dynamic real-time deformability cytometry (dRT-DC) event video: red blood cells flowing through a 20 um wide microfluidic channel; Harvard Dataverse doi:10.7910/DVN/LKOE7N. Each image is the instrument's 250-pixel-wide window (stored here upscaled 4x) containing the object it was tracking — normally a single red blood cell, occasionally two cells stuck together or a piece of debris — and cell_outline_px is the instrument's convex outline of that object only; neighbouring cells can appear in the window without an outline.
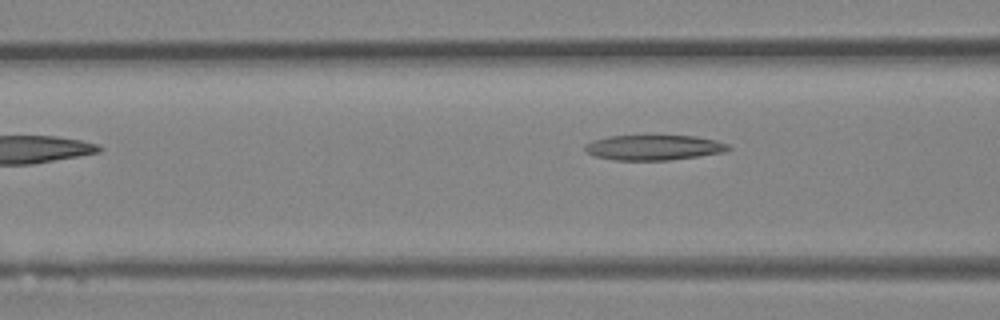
{"species": "Egyptian fruit bat (a non-hibernating species)", "species_latin": "Rousettus aegyptiacus", "temperature_condition": "room temperature", "stored_images_in_passage": 4, "camera_frame_rate_fps": 3000, "um_per_image_px": 0.085, "animal": {"sex": "female"}, "frame": {"image": 1, "passage_image": 4, "time_ms": 3.333, "image_size_px": [1000, 320], "cell_outline_px": [[732, 148], [724, 152], [668, 160], [616, 160], [596, 156], [588, 152], [584, 148], [584, 144], [592, 140], [608, 136], [644, 132], [696, 136], [716, 140], [728, 144]], "centroid_in_image_um": [55.55, 12.47], "position_along_channel_um": 111.1, "area_um2": 22.14}}